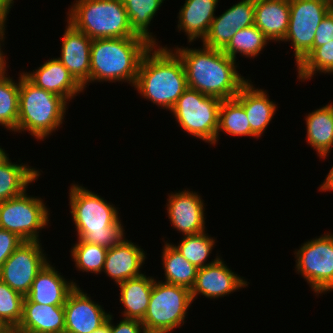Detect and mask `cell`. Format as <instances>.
I'll use <instances>...</instances> for the list:
<instances>
[{"label":"cell","mask_w":333,"mask_h":333,"mask_svg":"<svg viewBox=\"0 0 333 333\" xmlns=\"http://www.w3.org/2000/svg\"><path fill=\"white\" fill-rule=\"evenodd\" d=\"M92 333H111L110 331V315L107 319V321L101 325L99 328L94 330Z\"/></svg>","instance_id":"cell-44"},{"label":"cell","mask_w":333,"mask_h":333,"mask_svg":"<svg viewBox=\"0 0 333 333\" xmlns=\"http://www.w3.org/2000/svg\"><path fill=\"white\" fill-rule=\"evenodd\" d=\"M290 20L283 41L291 42L296 66L313 48L317 27L333 8L332 0H289Z\"/></svg>","instance_id":"cell-11"},{"label":"cell","mask_w":333,"mask_h":333,"mask_svg":"<svg viewBox=\"0 0 333 333\" xmlns=\"http://www.w3.org/2000/svg\"><path fill=\"white\" fill-rule=\"evenodd\" d=\"M6 23L0 22V74H6V67H7V62H6V56L5 53L1 50L2 49V44L4 45V39H5V27Z\"/></svg>","instance_id":"cell-41"},{"label":"cell","mask_w":333,"mask_h":333,"mask_svg":"<svg viewBox=\"0 0 333 333\" xmlns=\"http://www.w3.org/2000/svg\"><path fill=\"white\" fill-rule=\"evenodd\" d=\"M77 243L71 248V257L74 260L77 270L100 274L103 271L106 254V247L90 244L77 239Z\"/></svg>","instance_id":"cell-34"},{"label":"cell","mask_w":333,"mask_h":333,"mask_svg":"<svg viewBox=\"0 0 333 333\" xmlns=\"http://www.w3.org/2000/svg\"><path fill=\"white\" fill-rule=\"evenodd\" d=\"M41 241H23L0 268V280L24 297L37 274L49 262Z\"/></svg>","instance_id":"cell-12"},{"label":"cell","mask_w":333,"mask_h":333,"mask_svg":"<svg viewBox=\"0 0 333 333\" xmlns=\"http://www.w3.org/2000/svg\"><path fill=\"white\" fill-rule=\"evenodd\" d=\"M219 0H185L178 13V31L185 32L188 42L200 38L201 41L209 32L215 17Z\"/></svg>","instance_id":"cell-23"},{"label":"cell","mask_w":333,"mask_h":333,"mask_svg":"<svg viewBox=\"0 0 333 333\" xmlns=\"http://www.w3.org/2000/svg\"><path fill=\"white\" fill-rule=\"evenodd\" d=\"M92 300L78 285L69 293L64 304L65 333H92L107 321L110 314Z\"/></svg>","instance_id":"cell-14"},{"label":"cell","mask_w":333,"mask_h":333,"mask_svg":"<svg viewBox=\"0 0 333 333\" xmlns=\"http://www.w3.org/2000/svg\"><path fill=\"white\" fill-rule=\"evenodd\" d=\"M333 40V8L327 13L317 27L313 48L320 47Z\"/></svg>","instance_id":"cell-39"},{"label":"cell","mask_w":333,"mask_h":333,"mask_svg":"<svg viewBox=\"0 0 333 333\" xmlns=\"http://www.w3.org/2000/svg\"><path fill=\"white\" fill-rule=\"evenodd\" d=\"M162 249V265L165 275V283L183 286L192 289L197 276L198 268L188 262L172 245L165 242ZM168 242V243H167Z\"/></svg>","instance_id":"cell-27"},{"label":"cell","mask_w":333,"mask_h":333,"mask_svg":"<svg viewBox=\"0 0 333 333\" xmlns=\"http://www.w3.org/2000/svg\"><path fill=\"white\" fill-rule=\"evenodd\" d=\"M67 21L90 39L141 37L130 27L122 0H75Z\"/></svg>","instance_id":"cell-6"},{"label":"cell","mask_w":333,"mask_h":333,"mask_svg":"<svg viewBox=\"0 0 333 333\" xmlns=\"http://www.w3.org/2000/svg\"><path fill=\"white\" fill-rule=\"evenodd\" d=\"M134 88L146 100L171 111L188 88L178 54L172 48L151 45L139 64Z\"/></svg>","instance_id":"cell-2"},{"label":"cell","mask_w":333,"mask_h":333,"mask_svg":"<svg viewBox=\"0 0 333 333\" xmlns=\"http://www.w3.org/2000/svg\"><path fill=\"white\" fill-rule=\"evenodd\" d=\"M181 239L178 245H172L188 262L197 268L212 264L219 258V256H216L215 259H212L213 261L207 262L216 240L209 236L206 231L200 234L183 236Z\"/></svg>","instance_id":"cell-32"},{"label":"cell","mask_w":333,"mask_h":333,"mask_svg":"<svg viewBox=\"0 0 333 333\" xmlns=\"http://www.w3.org/2000/svg\"><path fill=\"white\" fill-rule=\"evenodd\" d=\"M23 75L35 86L57 94L67 102L84 91L57 58L47 60L33 72L23 71Z\"/></svg>","instance_id":"cell-17"},{"label":"cell","mask_w":333,"mask_h":333,"mask_svg":"<svg viewBox=\"0 0 333 333\" xmlns=\"http://www.w3.org/2000/svg\"><path fill=\"white\" fill-rule=\"evenodd\" d=\"M146 252L135 243L124 238L118 245L108 248L103 271L118 285L143 273Z\"/></svg>","instance_id":"cell-18"},{"label":"cell","mask_w":333,"mask_h":333,"mask_svg":"<svg viewBox=\"0 0 333 333\" xmlns=\"http://www.w3.org/2000/svg\"><path fill=\"white\" fill-rule=\"evenodd\" d=\"M167 198V213L172 227L183 236L195 235L205 229V204L198 192L188 190L170 193ZM205 217V218H204Z\"/></svg>","instance_id":"cell-13"},{"label":"cell","mask_w":333,"mask_h":333,"mask_svg":"<svg viewBox=\"0 0 333 333\" xmlns=\"http://www.w3.org/2000/svg\"><path fill=\"white\" fill-rule=\"evenodd\" d=\"M296 271L307 281L315 295L333 291V234L313 238L294 252Z\"/></svg>","instance_id":"cell-10"},{"label":"cell","mask_w":333,"mask_h":333,"mask_svg":"<svg viewBox=\"0 0 333 333\" xmlns=\"http://www.w3.org/2000/svg\"><path fill=\"white\" fill-rule=\"evenodd\" d=\"M151 45L143 37L92 40L90 83L121 81L134 87L141 59Z\"/></svg>","instance_id":"cell-4"},{"label":"cell","mask_w":333,"mask_h":333,"mask_svg":"<svg viewBox=\"0 0 333 333\" xmlns=\"http://www.w3.org/2000/svg\"><path fill=\"white\" fill-rule=\"evenodd\" d=\"M17 329L20 333H65L64 306L42 305L25 296Z\"/></svg>","instance_id":"cell-20"},{"label":"cell","mask_w":333,"mask_h":333,"mask_svg":"<svg viewBox=\"0 0 333 333\" xmlns=\"http://www.w3.org/2000/svg\"><path fill=\"white\" fill-rule=\"evenodd\" d=\"M234 98L245 109L251 131L259 139L276 114L277 105L270 101L266 90L256 89L251 80L242 86Z\"/></svg>","instance_id":"cell-21"},{"label":"cell","mask_w":333,"mask_h":333,"mask_svg":"<svg viewBox=\"0 0 333 333\" xmlns=\"http://www.w3.org/2000/svg\"><path fill=\"white\" fill-rule=\"evenodd\" d=\"M6 326L3 324V322L0 320V331H2L3 329H5Z\"/></svg>","instance_id":"cell-47"},{"label":"cell","mask_w":333,"mask_h":333,"mask_svg":"<svg viewBox=\"0 0 333 333\" xmlns=\"http://www.w3.org/2000/svg\"><path fill=\"white\" fill-rule=\"evenodd\" d=\"M221 102L220 98L187 88L170 112L186 133L214 146Z\"/></svg>","instance_id":"cell-8"},{"label":"cell","mask_w":333,"mask_h":333,"mask_svg":"<svg viewBox=\"0 0 333 333\" xmlns=\"http://www.w3.org/2000/svg\"><path fill=\"white\" fill-rule=\"evenodd\" d=\"M176 46L183 62L188 88L222 100L234 98L249 80L237 70L238 64L222 50Z\"/></svg>","instance_id":"cell-1"},{"label":"cell","mask_w":333,"mask_h":333,"mask_svg":"<svg viewBox=\"0 0 333 333\" xmlns=\"http://www.w3.org/2000/svg\"><path fill=\"white\" fill-rule=\"evenodd\" d=\"M9 158L6 151L0 146V165Z\"/></svg>","instance_id":"cell-45"},{"label":"cell","mask_w":333,"mask_h":333,"mask_svg":"<svg viewBox=\"0 0 333 333\" xmlns=\"http://www.w3.org/2000/svg\"><path fill=\"white\" fill-rule=\"evenodd\" d=\"M305 121L307 143L325 160L333 148V103L308 113Z\"/></svg>","instance_id":"cell-25"},{"label":"cell","mask_w":333,"mask_h":333,"mask_svg":"<svg viewBox=\"0 0 333 333\" xmlns=\"http://www.w3.org/2000/svg\"><path fill=\"white\" fill-rule=\"evenodd\" d=\"M133 32L152 45H158L149 26L165 0H122Z\"/></svg>","instance_id":"cell-28"},{"label":"cell","mask_w":333,"mask_h":333,"mask_svg":"<svg viewBox=\"0 0 333 333\" xmlns=\"http://www.w3.org/2000/svg\"><path fill=\"white\" fill-rule=\"evenodd\" d=\"M142 275L119 283L120 298L123 305V317L142 321L150 302V295L154 283V277Z\"/></svg>","instance_id":"cell-24"},{"label":"cell","mask_w":333,"mask_h":333,"mask_svg":"<svg viewBox=\"0 0 333 333\" xmlns=\"http://www.w3.org/2000/svg\"><path fill=\"white\" fill-rule=\"evenodd\" d=\"M236 33L237 30L230 22V14L227 9L221 15L214 17L202 44L209 48L223 50Z\"/></svg>","instance_id":"cell-36"},{"label":"cell","mask_w":333,"mask_h":333,"mask_svg":"<svg viewBox=\"0 0 333 333\" xmlns=\"http://www.w3.org/2000/svg\"><path fill=\"white\" fill-rule=\"evenodd\" d=\"M51 265L50 261L37 274L26 297L42 305L64 306L69 293L77 286Z\"/></svg>","instance_id":"cell-19"},{"label":"cell","mask_w":333,"mask_h":333,"mask_svg":"<svg viewBox=\"0 0 333 333\" xmlns=\"http://www.w3.org/2000/svg\"><path fill=\"white\" fill-rule=\"evenodd\" d=\"M255 0H241L228 9L230 22L237 31L254 25Z\"/></svg>","instance_id":"cell-37"},{"label":"cell","mask_w":333,"mask_h":333,"mask_svg":"<svg viewBox=\"0 0 333 333\" xmlns=\"http://www.w3.org/2000/svg\"><path fill=\"white\" fill-rule=\"evenodd\" d=\"M243 278L228 268L224 260L219 257L214 263L198 268L196 281L191 289L192 300L194 301L198 294L208 299L229 296L240 288L248 286L249 282Z\"/></svg>","instance_id":"cell-15"},{"label":"cell","mask_w":333,"mask_h":333,"mask_svg":"<svg viewBox=\"0 0 333 333\" xmlns=\"http://www.w3.org/2000/svg\"><path fill=\"white\" fill-rule=\"evenodd\" d=\"M192 302L190 289L155 279L143 327L147 333H172L185 323Z\"/></svg>","instance_id":"cell-7"},{"label":"cell","mask_w":333,"mask_h":333,"mask_svg":"<svg viewBox=\"0 0 333 333\" xmlns=\"http://www.w3.org/2000/svg\"><path fill=\"white\" fill-rule=\"evenodd\" d=\"M322 185L319 187V191L326 192V191H333V166L331 167L329 173L326 175Z\"/></svg>","instance_id":"cell-43"},{"label":"cell","mask_w":333,"mask_h":333,"mask_svg":"<svg viewBox=\"0 0 333 333\" xmlns=\"http://www.w3.org/2000/svg\"><path fill=\"white\" fill-rule=\"evenodd\" d=\"M220 131H224L225 134L234 137L248 136L256 138V136L251 131L245 109L235 98L225 99L221 102L219 109L216 144L219 140Z\"/></svg>","instance_id":"cell-29"},{"label":"cell","mask_w":333,"mask_h":333,"mask_svg":"<svg viewBox=\"0 0 333 333\" xmlns=\"http://www.w3.org/2000/svg\"><path fill=\"white\" fill-rule=\"evenodd\" d=\"M41 175L39 169L7 159L0 165V202L21 195Z\"/></svg>","instance_id":"cell-26"},{"label":"cell","mask_w":333,"mask_h":333,"mask_svg":"<svg viewBox=\"0 0 333 333\" xmlns=\"http://www.w3.org/2000/svg\"><path fill=\"white\" fill-rule=\"evenodd\" d=\"M66 22L68 25L62 38L61 55L57 59L85 90L90 83L92 39Z\"/></svg>","instance_id":"cell-16"},{"label":"cell","mask_w":333,"mask_h":333,"mask_svg":"<svg viewBox=\"0 0 333 333\" xmlns=\"http://www.w3.org/2000/svg\"><path fill=\"white\" fill-rule=\"evenodd\" d=\"M113 316L110 314L111 333H147L141 321L123 318L116 325L113 324Z\"/></svg>","instance_id":"cell-40"},{"label":"cell","mask_w":333,"mask_h":333,"mask_svg":"<svg viewBox=\"0 0 333 333\" xmlns=\"http://www.w3.org/2000/svg\"><path fill=\"white\" fill-rule=\"evenodd\" d=\"M269 42L263 32L252 25L238 30L222 51L235 61L238 53L247 58H255Z\"/></svg>","instance_id":"cell-30"},{"label":"cell","mask_w":333,"mask_h":333,"mask_svg":"<svg viewBox=\"0 0 333 333\" xmlns=\"http://www.w3.org/2000/svg\"><path fill=\"white\" fill-rule=\"evenodd\" d=\"M7 74H0V125L15 133L19 116L20 76L15 83Z\"/></svg>","instance_id":"cell-31"},{"label":"cell","mask_w":333,"mask_h":333,"mask_svg":"<svg viewBox=\"0 0 333 333\" xmlns=\"http://www.w3.org/2000/svg\"><path fill=\"white\" fill-rule=\"evenodd\" d=\"M300 81L312 79L317 72L333 74V40L317 48H312L296 66Z\"/></svg>","instance_id":"cell-33"},{"label":"cell","mask_w":333,"mask_h":333,"mask_svg":"<svg viewBox=\"0 0 333 333\" xmlns=\"http://www.w3.org/2000/svg\"><path fill=\"white\" fill-rule=\"evenodd\" d=\"M0 333H20L16 327H6Z\"/></svg>","instance_id":"cell-46"},{"label":"cell","mask_w":333,"mask_h":333,"mask_svg":"<svg viewBox=\"0 0 333 333\" xmlns=\"http://www.w3.org/2000/svg\"><path fill=\"white\" fill-rule=\"evenodd\" d=\"M14 2V0H0V22L6 23L7 16Z\"/></svg>","instance_id":"cell-42"},{"label":"cell","mask_w":333,"mask_h":333,"mask_svg":"<svg viewBox=\"0 0 333 333\" xmlns=\"http://www.w3.org/2000/svg\"><path fill=\"white\" fill-rule=\"evenodd\" d=\"M22 243L23 240L16 234L0 228V268Z\"/></svg>","instance_id":"cell-38"},{"label":"cell","mask_w":333,"mask_h":333,"mask_svg":"<svg viewBox=\"0 0 333 333\" xmlns=\"http://www.w3.org/2000/svg\"><path fill=\"white\" fill-rule=\"evenodd\" d=\"M24 296L0 280V320L6 327H18Z\"/></svg>","instance_id":"cell-35"},{"label":"cell","mask_w":333,"mask_h":333,"mask_svg":"<svg viewBox=\"0 0 333 333\" xmlns=\"http://www.w3.org/2000/svg\"><path fill=\"white\" fill-rule=\"evenodd\" d=\"M289 20V0H255L254 25L270 42H283Z\"/></svg>","instance_id":"cell-22"},{"label":"cell","mask_w":333,"mask_h":333,"mask_svg":"<svg viewBox=\"0 0 333 333\" xmlns=\"http://www.w3.org/2000/svg\"><path fill=\"white\" fill-rule=\"evenodd\" d=\"M68 194L78 239L108 249L125 238L118 208L112 203L79 184H71Z\"/></svg>","instance_id":"cell-3"},{"label":"cell","mask_w":333,"mask_h":333,"mask_svg":"<svg viewBox=\"0 0 333 333\" xmlns=\"http://www.w3.org/2000/svg\"><path fill=\"white\" fill-rule=\"evenodd\" d=\"M21 195L0 202V228L23 241H40L39 231L49 224L50 210L39 197Z\"/></svg>","instance_id":"cell-9"},{"label":"cell","mask_w":333,"mask_h":333,"mask_svg":"<svg viewBox=\"0 0 333 333\" xmlns=\"http://www.w3.org/2000/svg\"><path fill=\"white\" fill-rule=\"evenodd\" d=\"M17 132L46 139L62 125L68 102L61 96L31 83L21 72Z\"/></svg>","instance_id":"cell-5"}]
</instances>
